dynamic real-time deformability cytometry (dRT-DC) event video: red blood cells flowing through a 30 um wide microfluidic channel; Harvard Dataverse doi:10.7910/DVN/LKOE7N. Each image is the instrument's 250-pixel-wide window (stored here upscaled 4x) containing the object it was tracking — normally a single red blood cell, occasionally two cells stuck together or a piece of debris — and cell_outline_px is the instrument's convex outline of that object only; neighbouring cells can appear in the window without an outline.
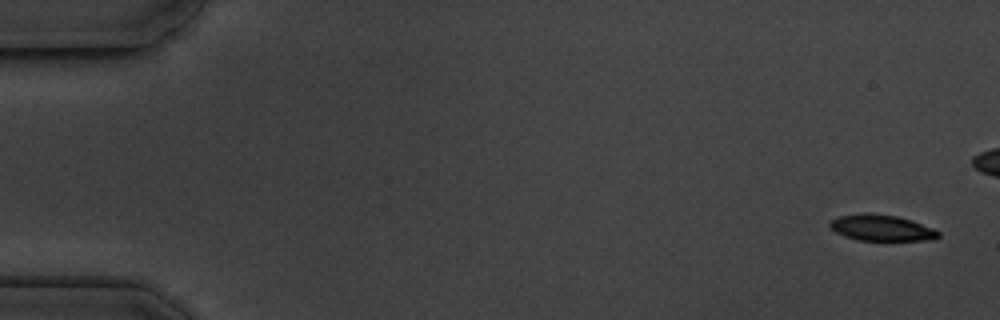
{"species": "common noctule bat (a hibernating species)", "species_latin": "Nyctalus noctula", "temperature_condition": "cold", "stored_images_in_passage": 7, "camera_frame_rate_fps": 3000, "um_per_image_px": 0.085, "animal": {"sex": "male", "body_mass_g": 19.5, "forearm_length_mm": 54.6}, "frame": {"image": 1, "passage_image": 1, "time_ms": 0.0, "image_size_px": [1000, 320], "cell_outline_px": [[940, 236], [936, 240], [856, 240], [844, 236], [836, 232], [828, 224], [832, 220], [840, 216], [864, 212], [896, 216], [912, 220], [932, 228], [940, 232]], "centroid_in_image_um": [74.95, 19.37], "position_along_channel_um": 10.1, "area_um2": 16.47}}